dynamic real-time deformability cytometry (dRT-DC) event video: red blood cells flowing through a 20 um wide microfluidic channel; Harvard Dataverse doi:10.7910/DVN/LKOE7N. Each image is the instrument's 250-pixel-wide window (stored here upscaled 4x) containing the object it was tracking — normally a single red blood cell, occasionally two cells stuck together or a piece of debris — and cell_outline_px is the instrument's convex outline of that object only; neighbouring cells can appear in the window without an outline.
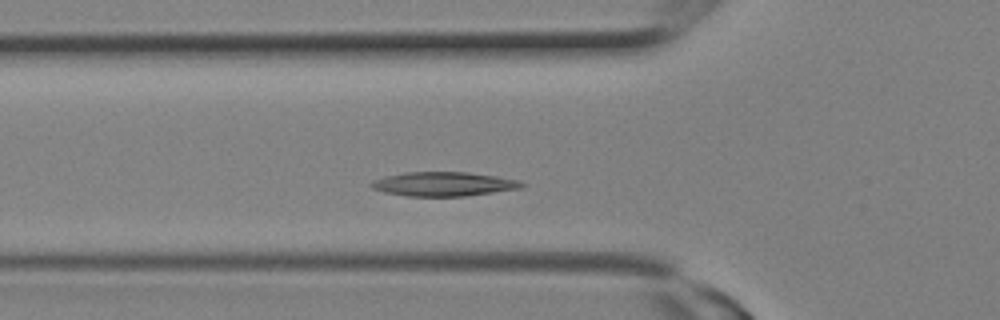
{"species": "Egyptian fruit bat (a non-hibernating species)", "species_latin": "Rousettus aegyptiacus", "temperature_condition": "room temperature", "stored_images_in_passage": 12, "camera_frame_rate_fps": 3000, "um_per_image_px": 0.085, "animal": {"sex": "female"}, "frame": {"image": 1, "passage_image": 3, "time_ms": 0.667, "image_size_px": [1000, 320], "cell_outline_px": [[524, 188], [464, 196], [408, 196], [384, 192], [372, 188], [368, 184], [372, 180], [384, 176], [404, 172], [468, 172], [496, 176], [516, 180], [524, 184]], "centroid_in_image_um": [37.66, 15.64], "position_along_channel_um": 88.1, "area_um2": 21.21}}
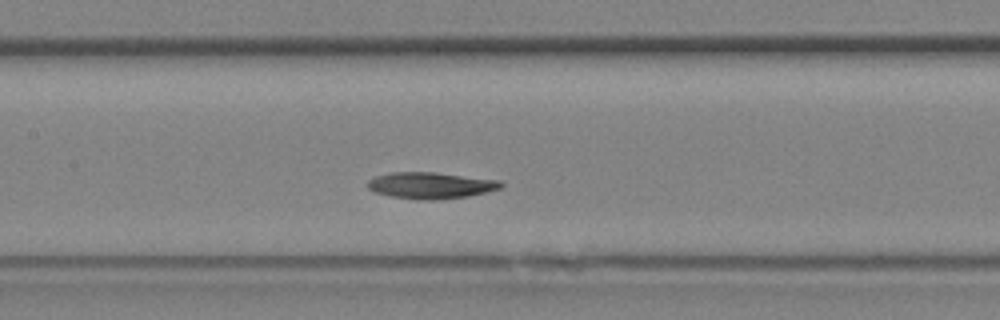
{"frame": {"image": 2, "passage_image": 6, "time_ms": 1.667, "image_size_px": [1000, 320], "cell_outline_px": [[504, 184], [500, 188], [468, 196], [428, 200], [420, 200], [392, 196], [376, 192], [368, 188], [368, 180], [376, 176], [392, 172], [436, 172], [500, 180]], "centroid_in_image_um": [36.61, 15.74], "position_along_channel_um": 170.8, "area_um2": 20.29}}